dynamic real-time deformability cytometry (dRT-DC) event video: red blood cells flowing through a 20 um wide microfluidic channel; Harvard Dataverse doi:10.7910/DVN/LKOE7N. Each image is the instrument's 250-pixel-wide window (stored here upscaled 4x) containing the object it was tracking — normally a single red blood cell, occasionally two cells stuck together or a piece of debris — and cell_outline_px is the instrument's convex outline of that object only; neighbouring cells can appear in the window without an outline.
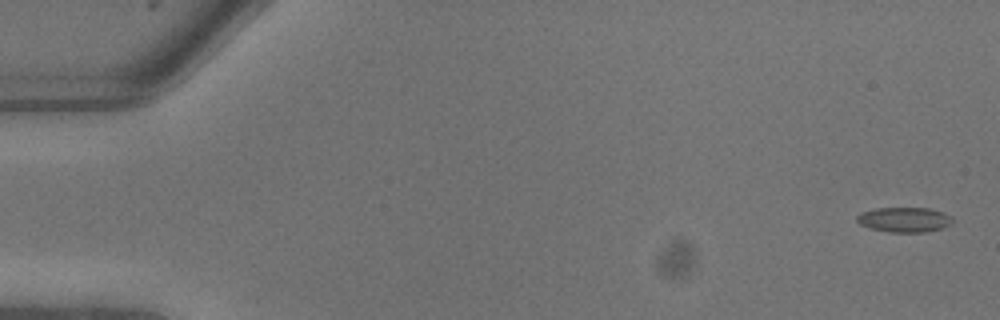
{"species": "common noctule bat (a hibernating species)", "species_latin": "Nyctalus noctula", "temperature_condition": "warm", "stored_images_in_passage": 9, "camera_frame_rate_fps": 3000, "um_per_image_px": 0.085, "animal": {"sex": "male", "body_mass_g": 13.3}, "frame": {"image": 1, "passage_image": 1, "time_ms": 0.0, "image_size_px": [1000, 320], "cell_outline_px": [[952, 220], [948, 224], [940, 228], [924, 232], [892, 232], [872, 228], [860, 224], [856, 220], [856, 216], [860, 212], [876, 208], [928, 208], [944, 212], [952, 216]], "centroid_in_image_um": [76.84, 18.65], "position_along_channel_um": 8.2, "area_um2": 13.7}}
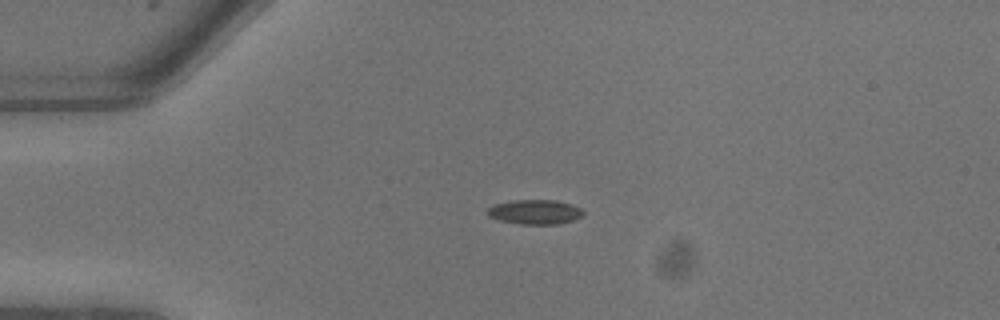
{"frame": {"image": 2, "passage_image": 6, "time_ms": 1.667, "image_size_px": [1000, 320], "cell_outline_px": [[584, 216], [572, 220], [556, 224], [520, 224], [500, 220], [488, 216], [488, 208], [492, 204], [512, 200], [556, 200], [572, 204], [580, 208], [584, 212]], "centroid_in_image_um": [45.47, 18.0], "position_along_channel_um": 39.5, "area_um2": 13.76}}
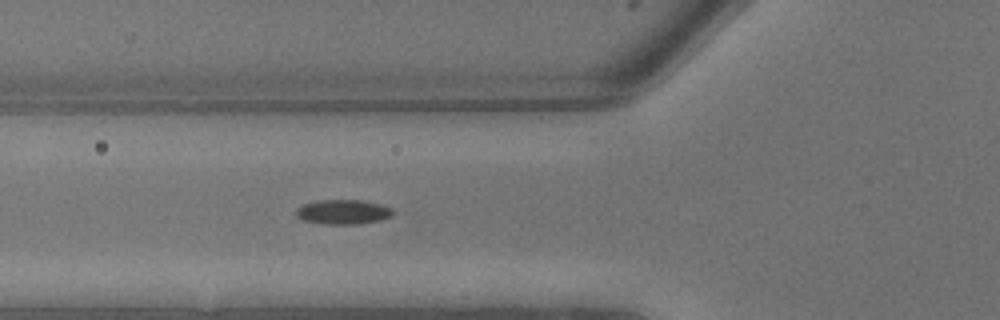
{"frame": {"image": 3, "passage_image": 9, "time_ms": 2.667, "image_size_px": [1000, 320], "cell_outline_px": [[392, 212], [388, 216], [380, 220], [356, 224], [324, 224], [304, 220], [296, 216], [296, 208], [304, 204], [320, 200], [360, 200], [380, 204], [392, 208]], "centroid_in_image_um": [29.12, 18.01], "position_along_channel_um": 96.7, "area_um2": 13.64}}